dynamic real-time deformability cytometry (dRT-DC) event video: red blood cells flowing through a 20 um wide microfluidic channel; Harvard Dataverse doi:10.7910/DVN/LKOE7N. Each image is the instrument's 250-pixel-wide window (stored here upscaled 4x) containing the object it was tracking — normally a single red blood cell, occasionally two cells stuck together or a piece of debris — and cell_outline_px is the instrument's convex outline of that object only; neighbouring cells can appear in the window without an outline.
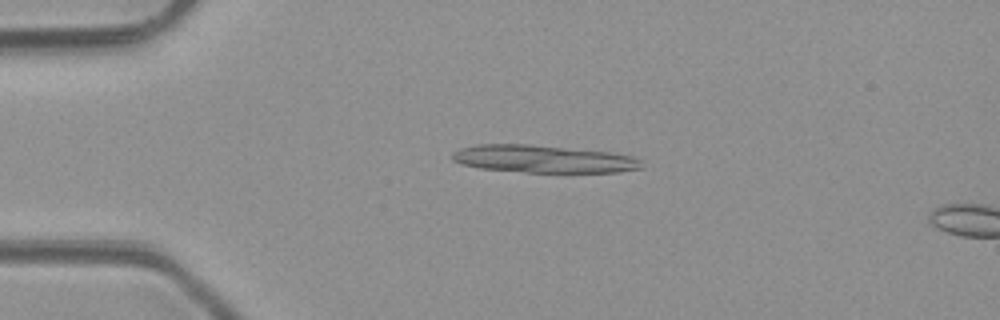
{"species": "common noctule bat (a hibernating species)", "species_latin": "Nyctalus noctula", "temperature_condition": "room temperature", "stored_images_in_passage": 4, "camera_frame_rate_fps": 3000, "um_per_image_px": 0.085, "animal": {"sex": "male", "body_mass_g": 23.1, "forearm_length_mm": 52.7}, "frame": {"image": 1, "passage_image": 3, "time_ms": 3.333, "image_size_px": [1000, 320], "cell_outline_px": [[644, 168], [620, 172], [524, 172], [480, 168], [460, 164], [452, 160], [452, 152], [460, 148], [476, 144], [528, 144], [612, 152], [632, 156], [640, 160]], "centroid_in_image_um": [46.18, 13.51], "position_along_channel_um": 38.8, "area_um2": 30.58}}